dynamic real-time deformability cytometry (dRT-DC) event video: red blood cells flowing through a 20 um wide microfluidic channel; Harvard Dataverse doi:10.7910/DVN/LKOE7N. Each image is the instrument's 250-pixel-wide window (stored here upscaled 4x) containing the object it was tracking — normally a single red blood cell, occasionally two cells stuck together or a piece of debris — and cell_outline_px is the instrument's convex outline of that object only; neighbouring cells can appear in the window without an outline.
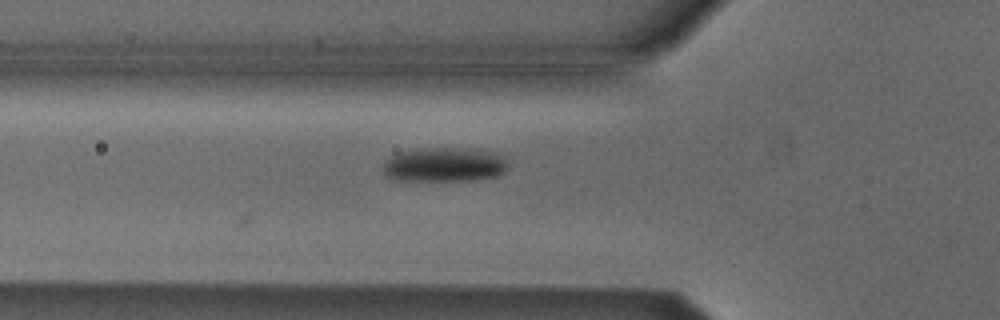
{"species": "Egyptian fruit bat (a non-hibernating species)", "species_latin": "Rousettus aegyptiacus", "temperature_condition": "cold", "stored_images_in_passage": 5, "camera_frame_rate_fps": 3000, "um_per_image_px": 0.085, "animal": {"sex": "male"}, "frame": {"image": 1, "passage_image": 2, "time_ms": 0.333, "image_size_px": [1000, 320], "cell_outline_px": [[508, 168], [504, 172], [496, 176], [476, 180], [392, 180], [380, 168], [388, 156], [400, 152], [420, 148], [460, 148], [496, 152], [504, 156], [508, 160]], "centroid_in_image_um": [37.77, 13.99], "position_along_channel_um": 88.0, "area_um2": 25.37}}
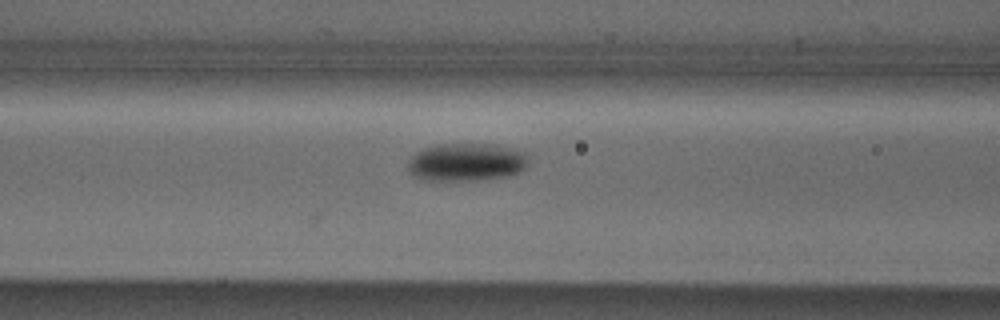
{"frame": {"image": 2, "passage_image": 5, "time_ms": 1.333, "image_size_px": [1000, 320], "cell_outline_px": [[528, 160], [524, 168], [520, 172], [508, 176], [484, 180], [424, 180], [412, 176], [408, 172], [408, 160], [416, 152], [424, 148], [436, 144], [496, 144], [512, 148], [524, 152], [528, 156]], "centroid_in_image_um": [39.63, 13.78], "position_along_channel_um": 127.0, "area_um2": 26.99}}